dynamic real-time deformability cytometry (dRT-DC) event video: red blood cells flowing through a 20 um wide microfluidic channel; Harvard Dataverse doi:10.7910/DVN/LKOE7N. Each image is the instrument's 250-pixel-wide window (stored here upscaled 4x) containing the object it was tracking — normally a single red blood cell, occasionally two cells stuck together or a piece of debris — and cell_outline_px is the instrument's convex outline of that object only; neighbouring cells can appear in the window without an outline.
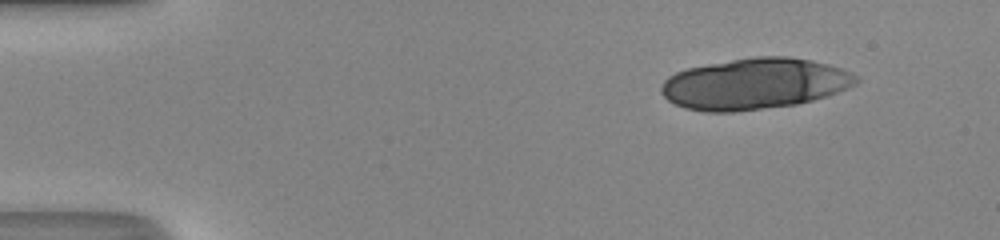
{"species": "human", "species_latin": "Homo sapiens", "temperature_condition": "room temperature", "stored_images_in_passage": 13, "camera_frame_rate_fps": 3000, "um_per_image_px": 0.085, "donor": {"sex": "male"}, "frame": {"image": 1, "passage_image": 1, "time_ms": 0.0, "image_size_px": [1000, 240], "cell_outline_px": [[860, 80], [856, 84], [848, 88], [812, 100], [796, 104], [732, 112], [704, 112], [684, 108], [668, 100], [660, 92], [660, 88], [664, 80], [668, 76], [676, 72], [688, 68], [708, 64], [756, 56], [788, 56], [812, 60], [828, 64], [840, 68], [856, 76]], "centroid_in_image_um": [64.11, 7.12], "position_along_channel_um": 20.9, "area_um2": 57.8}}